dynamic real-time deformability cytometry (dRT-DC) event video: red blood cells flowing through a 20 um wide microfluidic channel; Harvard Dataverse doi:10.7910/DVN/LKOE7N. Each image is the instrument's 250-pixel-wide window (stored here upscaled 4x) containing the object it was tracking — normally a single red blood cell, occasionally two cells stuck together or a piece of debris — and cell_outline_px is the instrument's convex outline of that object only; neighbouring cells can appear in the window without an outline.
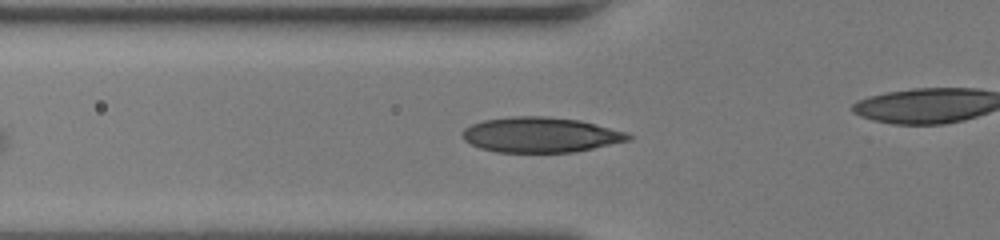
{"species": "human", "species_latin": "Homo sapiens", "temperature_condition": "room temperature", "stored_images_in_passage": 11, "camera_frame_rate_fps": 3000, "um_per_image_px": 0.085, "donor": {"sex": "female"}, "frame": {"image": 1, "passage_image": 2, "time_ms": 0.333, "image_size_px": [1000, 240], "cell_outline_px": [[632, 140], [572, 152], [496, 152], [480, 148], [464, 140], [460, 132], [464, 128], [472, 124], [484, 120], [512, 116], [544, 116], [580, 120], [596, 124], [624, 132], [632, 136]], "centroid_in_image_um": [45.91, 11.45], "position_along_channel_um": 79.9, "area_um2": 33.93}}
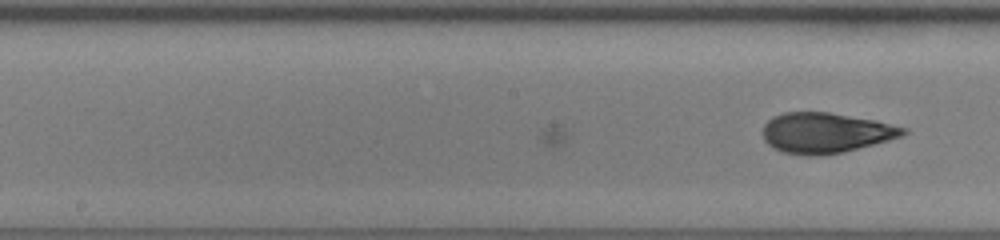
{"frame": {"image": 2, "passage_image": 11, "time_ms": 3.333, "image_size_px": [1000, 240], "cell_outline_px": [[908, 132], [900, 136], [888, 140], [844, 152], [820, 156], [804, 156], [784, 152], [772, 148], [764, 140], [764, 124], [772, 116], [784, 112], [828, 112], [876, 120], [908, 128]], "centroid_in_image_um": [70.17, 11.29], "position_along_channel_um": 178.0, "area_um2": 33.12}}